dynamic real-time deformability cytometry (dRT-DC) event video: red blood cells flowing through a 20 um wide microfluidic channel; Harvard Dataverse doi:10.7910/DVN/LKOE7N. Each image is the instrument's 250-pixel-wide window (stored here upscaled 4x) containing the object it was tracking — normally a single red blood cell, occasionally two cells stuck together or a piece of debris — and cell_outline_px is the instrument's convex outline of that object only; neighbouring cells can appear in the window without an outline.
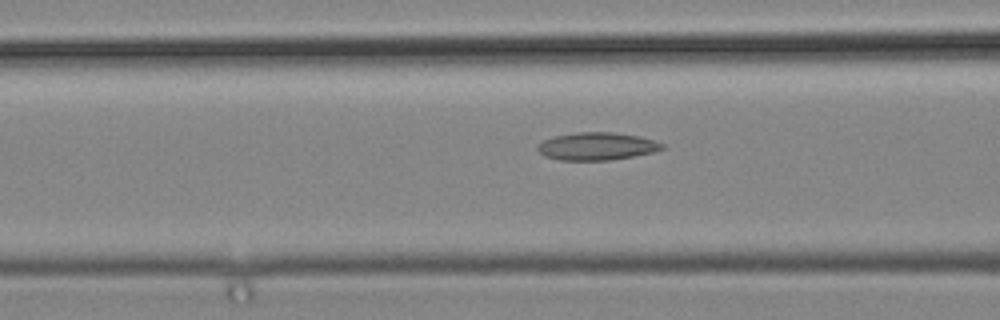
{"species": "common noctule bat (a hibernating species)", "species_latin": "Nyctalus noctula", "temperature_condition": "cold", "stored_images_in_passage": 24, "camera_frame_rate_fps": 3000, "um_per_image_px": 0.085, "animal": {"sex": "male", "body_mass_g": 19.2, "forearm_length_mm": 51.8}, "frame": {"image": 1, "passage_image": 4, "time_ms": 1.0, "image_size_px": [1000, 320], "cell_outline_px": [[668, 148], [652, 152], [612, 160], [560, 160], [544, 156], [536, 148], [536, 144], [544, 140], [556, 136], [576, 132], [612, 132], [640, 136], [664, 144]], "centroid_in_image_um": [50.73, 12.43], "position_along_channel_um": 115.9, "area_um2": 20.11}}
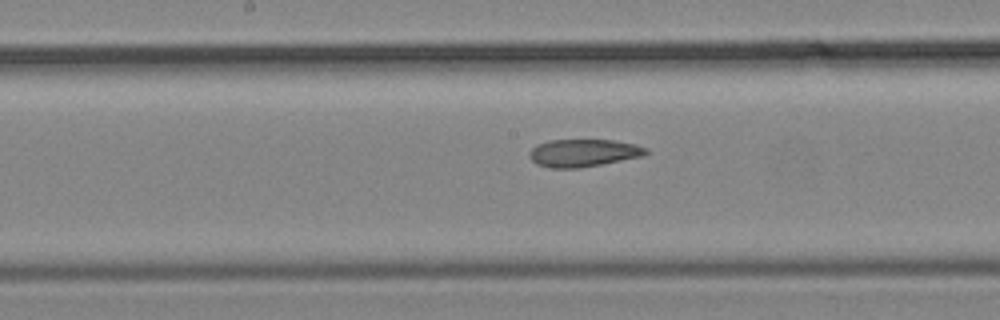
{"frame": {"image": 2, "passage_image": 10, "time_ms": 3.0, "image_size_px": [1000, 320], "cell_outline_px": [[648, 152], [644, 156], [580, 168], [548, 168], [536, 164], [528, 156], [528, 152], [536, 144], [548, 140], [616, 140], [636, 144], [648, 148]], "centroid_in_image_um": [49.57, 13.0], "position_along_channel_um": 198.6, "area_um2": 19.02}}
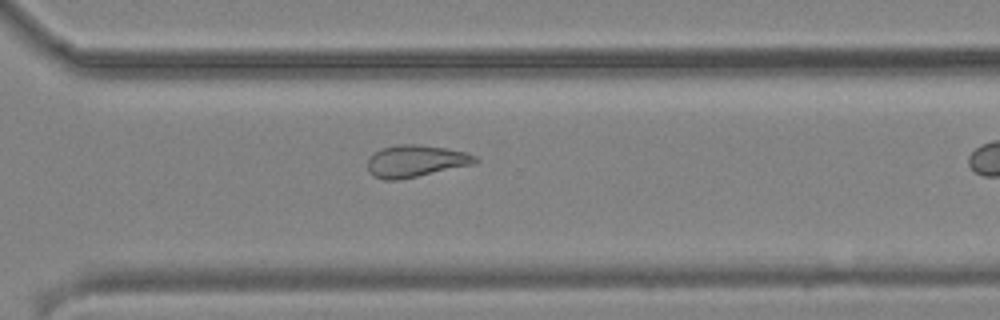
{"frame": {"image": 3, "passage_image": 20, "time_ms": 6.333, "image_size_px": [1000, 320], "cell_outline_px": [[480, 160], [476, 164], [400, 180], [384, 180], [372, 176], [368, 172], [368, 160], [380, 148], [400, 144], [416, 144], [444, 148], [464, 152], [476, 156]], "centroid_in_image_um": [35.34, 13.71], "position_along_channel_um": 335.3, "area_um2": 20.17}}